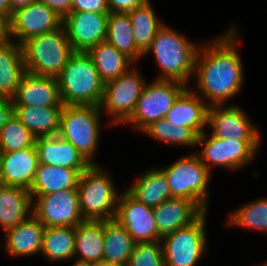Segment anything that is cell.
<instances>
[{
	"label": "cell",
	"mask_w": 267,
	"mask_h": 266,
	"mask_svg": "<svg viewBox=\"0 0 267 266\" xmlns=\"http://www.w3.org/2000/svg\"><path fill=\"white\" fill-rule=\"evenodd\" d=\"M188 86L177 81L152 79L145 84L131 117L123 124L143 132L152 123L165 118L177 97Z\"/></svg>",
	"instance_id": "obj_10"
},
{
	"label": "cell",
	"mask_w": 267,
	"mask_h": 266,
	"mask_svg": "<svg viewBox=\"0 0 267 266\" xmlns=\"http://www.w3.org/2000/svg\"><path fill=\"white\" fill-rule=\"evenodd\" d=\"M203 212L190 225L162 237L165 266H196L208 249L206 219Z\"/></svg>",
	"instance_id": "obj_11"
},
{
	"label": "cell",
	"mask_w": 267,
	"mask_h": 266,
	"mask_svg": "<svg viewBox=\"0 0 267 266\" xmlns=\"http://www.w3.org/2000/svg\"><path fill=\"white\" fill-rule=\"evenodd\" d=\"M209 105L190 87L175 100L165 119L169 125L189 127L197 136L207 130Z\"/></svg>",
	"instance_id": "obj_19"
},
{
	"label": "cell",
	"mask_w": 267,
	"mask_h": 266,
	"mask_svg": "<svg viewBox=\"0 0 267 266\" xmlns=\"http://www.w3.org/2000/svg\"><path fill=\"white\" fill-rule=\"evenodd\" d=\"M226 226L267 233V197L258 198L228 213Z\"/></svg>",
	"instance_id": "obj_34"
},
{
	"label": "cell",
	"mask_w": 267,
	"mask_h": 266,
	"mask_svg": "<svg viewBox=\"0 0 267 266\" xmlns=\"http://www.w3.org/2000/svg\"><path fill=\"white\" fill-rule=\"evenodd\" d=\"M257 266H267V261H264L262 264H257Z\"/></svg>",
	"instance_id": "obj_48"
},
{
	"label": "cell",
	"mask_w": 267,
	"mask_h": 266,
	"mask_svg": "<svg viewBox=\"0 0 267 266\" xmlns=\"http://www.w3.org/2000/svg\"><path fill=\"white\" fill-rule=\"evenodd\" d=\"M9 40V18L0 12V43L7 42Z\"/></svg>",
	"instance_id": "obj_42"
},
{
	"label": "cell",
	"mask_w": 267,
	"mask_h": 266,
	"mask_svg": "<svg viewBox=\"0 0 267 266\" xmlns=\"http://www.w3.org/2000/svg\"><path fill=\"white\" fill-rule=\"evenodd\" d=\"M102 111L99 106L64 105L58 135L69 141L90 164H97ZM95 155V156H94Z\"/></svg>",
	"instance_id": "obj_6"
},
{
	"label": "cell",
	"mask_w": 267,
	"mask_h": 266,
	"mask_svg": "<svg viewBox=\"0 0 267 266\" xmlns=\"http://www.w3.org/2000/svg\"><path fill=\"white\" fill-rule=\"evenodd\" d=\"M10 5V16L12 12L18 8L27 6L36 0H8Z\"/></svg>",
	"instance_id": "obj_43"
},
{
	"label": "cell",
	"mask_w": 267,
	"mask_h": 266,
	"mask_svg": "<svg viewBox=\"0 0 267 266\" xmlns=\"http://www.w3.org/2000/svg\"><path fill=\"white\" fill-rule=\"evenodd\" d=\"M0 12L10 18V5L8 0H0Z\"/></svg>",
	"instance_id": "obj_44"
},
{
	"label": "cell",
	"mask_w": 267,
	"mask_h": 266,
	"mask_svg": "<svg viewBox=\"0 0 267 266\" xmlns=\"http://www.w3.org/2000/svg\"><path fill=\"white\" fill-rule=\"evenodd\" d=\"M229 27L222 35L201 43L197 53L193 75L196 90L191 89L209 106L225 105L242 91L244 84L243 62L237 48L239 27Z\"/></svg>",
	"instance_id": "obj_1"
},
{
	"label": "cell",
	"mask_w": 267,
	"mask_h": 266,
	"mask_svg": "<svg viewBox=\"0 0 267 266\" xmlns=\"http://www.w3.org/2000/svg\"><path fill=\"white\" fill-rule=\"evenodd\" d=\"M14 115V104L11 98L0 102V131L8 120Z\"/></svg>",
	"instance_id": "obj_41"
},
{
	"label": "cell",
	"mask_w": 267,
	"mask_h": 266,
	"mask_svg": "<svg viewBox=\"0 0 267 266\" xmlns=\"http://www.w3.org/2000/svg\"><path fill=\"white\" fill-rule=\"evenodd\" d=\"M26 68L21 45L9 40L0 43V91L6 98H12Z\"/></svg>",
	"instance_id": "obj_26"
},
{
	"label": "cell",
	"mask_w": 267,
	"mask_h": 266,
	"mask_svg": "<svg viewBox=\"0 0 267 266\" xmlns=\"http://www.w3.org/2000/svg\"><path fill=\"white\" fill-rule=\"evenodd\" d=\"M32 203L29 190L0 184V227L4 232L32 214Z\"/></svg>",
	"instance_id": "obj_25"
},
{
	"label": "cell",
	"mask_w": 267,
	"mask_h": 266,
	"mask_svg": "<svg viewBox=\"0 0 267 266\" xmlns=\"http://www.w3.org/2000/svg\"><path fill=\"white\" fill-rule=\"evenodd\" d=\"M94 266H123V265L111 263L109 261H105L102 259L101 261L95 262Z\"/></svg>",
	"instance_id": "obj_46"
},
{
	"label": "cell",
	"mask_w": 267,
	"mask_h": 266,
	"mask_svg": "<svg viewBox=\"0 0 267 266\" xmlns=\"http://www.w3.org/2000/svg\"><path fill=\"white\" fill-rule=\"evenodd\" d=\"M36 136L13 115L0 131V153L18 151L35 145Z\"/></svg>",
	"instance_id": "obj_36"
},
{
	"label": "cell",
	"mask_w": 267,
	"mask_h": 266,
	"mask_svg": "<svg viewBox=\"0 0 267 266\" xmlns=\"http://www.w3.org/2000/svg\"><path fill=\"white\" fill-rule=\"evenodd\" d=\"M11 99L14 106H64L60 98L57 78L28 72L22 76L20 85Z\"/></svg>",
	"instance_id": "obj_18"
},
{
	"label": "cell",
	"mask_w": 267,
	"mask_h": 266,
	"mask_svg": "<svg viewBox=\"0 0 267 266\" xmlns=\"http://www.w3.org/2000/svg\"><path fill=\"white\" fill-rule=\"evenodd\" d=\"M81 173L77 169L54 167L38 163L37 171L29 190L32 202L42 195L60 190L77 189Z\"/></svg>",
	"instance_id": "obj_23"
},
{
	"label": "cell",
	"mask_w": 267,
	"mask_h": 266,
	"mask_svg": "<svg viewBox=\"0 0 267 266\" xmlns=\"http://www.w3.org/2000/svg\"><path fill=\"white\" fill-rule=\"evenodd\" d=\"M112 13H128L134 8L145 4L148 0H106Z\"/></svg>",
	"instance_id": "obj_39"
},
{
	"label": "cell",
	"mask_w": 267,
	"mask_h": 266,
	"mask_svg": "<svg viewBox=\"0 0 267 266\" xmlns=\"http://www.w3.org/2000/svg\"><path fill=\"white\" fill-rule=\"evenodd\" d=\"M119 195L115 220L122 225L136 243L161 241L152 207L134 198L126 189Z\"/></svg>",
	"instance_id": "obj_15"
},
{
	"label": "cell",
	"mask_w": 267,
	"mask_h": 266,
	"mask_svg": "<svg viewBox=\"0 0 267 266\" xmlns=\"http://www.w3.org/2000/svg\"><path fill=\"white\" fill-rule=\"evenodd\" d=\"M206 131L197 138L196 146L200 145L201 148L195 154L210 172L213 167L237 171L257 157L261 141L225 140L208 135L210 132Z\"/></svg>",
	"instance_id": "obj_9"
},
{
	"label": "cell",
	"mask_w": 267,
	"mask_h": 266,
	"mask_svg": "<svg viewBox=\"0 0 267 266\" xmlns=\"http://www.w3.org/2000/svg\"><path fill=\"white\" fill-rule=\"evenodd\" d=\"M207 128L217 138L236 141H261V133L247 113L237 104L208 107Z\"/></svg>",
	"instance_id": "obj_13"
},
{
	"label": "cell",
	"mask_w": 267,
	"mask_h": 266,
	"mask_svg": "<svg viewBox=\"0 0 267 266\" xmlns=\"http://www.w3.org/2000/svg\"><path fill=\"white\" fill-rule=\"evenodd\" d=\"M38 163L35 145L14 152L0 153V184L30 190Z\"/></svg>",
	"instance_id": "obj_17"
},
{
	"label": "cell",
	"mask_w": 267,
	"mask_h": 266,
	"mask_svg": "<svg viewBox=\"0 0 267 266\" xmlns=\"http://www.w3.org/2000/svg\"><path fill=\"white\" fill-rule=\"evenodd\" d=\"M35 147L40 164L77 169L80 173L91 165L69 141L59 135L37 137Z\"/></svg>",
	"instance_id": "obj_20"
},
{
	"label": "cell",
	"mask_w": 267,
	"mask_h": 266,
	"mask_svg": "<svg viewBox=\"0 0 267 266\" xmlns=\"http://www.w3.org/2000/svg\"><path fill=\"white\" fill-rule=\"evenodd\" d=\"M152 6L151 0H148L145 4L128 12L136 47L143 54L150 47L158 29L164 24Z\"/></svg>",
	"instance_id": "obj_33"
},
{
	"label": "cell",
	"mask_w": 267,
	"mask_h": 266,
	"mask_svg": "<svg viewBox=\"0 0 267 266\" xmlns=\"http://www.w3.org/2000/svg\"><path fill=\"white\" fill-rule=\"evenodd\" d=\"M63 19L38 0L14 10L9 18L10 40L21 45L24 41L54 31Z\"/></svg>",
	"instance_id": "obj_14"
},
{
	"label": "cell",
	"mask_w": 267,
	"mask_h": 266,
	"mask_svg": "<svg viewBox=\"0 0 267 266\" xmlns=\"http://www.w3.org/2000/svg\"><path fill=\"white\" fill-rule=\"evenodd\" d=\"M159 234L163 237L194 222L203 211L191 200L172 197L152 208Z\"/></svg>",
	"instance_id": "obj_21"
},
{
	"label": "cell",
	"mask_w": 267,
	"mask_h": 266,
	"mask_svg": "<svg viewBox=\"0 0 267 266\" xmlns=\"http://www.w3.org/2000/svg\"><path fill=\"white\" fill-rule=\"evenodd\" d=\"M135 244L127 230L115 219L104 221L103 260L126 266Z\"/></svg>",
	"instance_id": "obj_30"
},
{
	"label": "cell",
	"mask_w": 267,
	"mask_h": 266,
	"mask_svg": "<svg viewBox=\"0 0 267 266\" xmlns=\"http://www.w3.org/2000/svg\"><path fill=\"white\" fill-rule=\"evenodd\" d=\"M75 227H45L40 254L48 261L60 262L74 258Z\"/></svg>",
	"instance_id": "obj_32"
},
{
	"label": "cell",
	"mask_w": 267,
	"mask_h": 266,
	"mask_svg": "<svg viewBox=\"0 0 267 266\" xmlns=\"http://www.w3.org/2000/svg\"><path fill=\"white\" fill-rule=\"evenodd\" d=\"M160 169L167 178L172 197L189 199L203 212L208 211L212 175L194 152Z\"/></svg>",
	"instance_id": "obj_7"
},
{
	"label": "cell",
	"mask_w": 267,
	"mask_h": 266,
	"mask_svg": "<svg viewBox=\"0 0 267 266\" xmlns=\"http://www.w3.org/2000/svg\"><path fill=\"white\" fill-rule=\"evenodd\" d=\"M64 19L72 11V0H38Z\"/></svg>",
	"instance_id": "obj_40"
},
{
	"label": "cell",
	"mask_w": 267,
	"mask_h": 266,
	"mask_svg": "<svg viewBox=\"0 0 267 266\" xmlns=\"http://www.w3.org/2000/svg\"><path fill=\"white\" fill-rule=\"evenodd\" d=\"M105 170L99 163L91 164L79 177V208L84 220L115 218L120 193Z\"/></svg>",
	"instance_id": "obj_4"
},
{
	"label": "cell",
	"mask_w": 267,
	"mask_h": 266,
	"mask_svg": "<svg viewBox=\"0 0 267 266\" xmlns=\"http://www.w3.org/2000/svg\"><path fill=\"white\" fill-rule=\"evenodd\" d=\"M32 213L45 227H75L84 220L77 189L38 196L32 203Z\"/></svg>",
	"instance_id": "obj_12"
},
{
	"label": "cell",
	"mask_w": 267,
	"mask_h": 266,
	"mask_svg": "<svg viewBox=\"0 0 267 266\" xmlns=\"http://www.w3.org/2000/svg\"><path fill=\"white\" fill-rule=\"evenodd\" d=\"M126 266H165L162 242L136 243Z\"/></svg>",
	"instance_id": "obj_37"
},
{
	"label": "cell",
	"mask_w": 267,
	"mask_h": 266,
	"mask_svg": "<svg viewBox=\"0 0 267 266\" xmlns=\"http://www.w3.org/2000/svg\"><path fill=\"white\" fill-rule=\"evenodd\" d=\"M5 99H6V97L0 91V102L4 101Z\"/></svg>",
	"instance_id": "obj_47"
},
{
	"label": "cell",
	"mask_w": 267,
	"mask_h": 266,
	"mask_svg": "<svg viewBox=\"0 0 267 266\" xmlns=\"http://www.w3.org/2000/svg\"><path fill=\"white\" fill-rule=\"evenodd\" d=\"M57 81L63 105H100L104 82L87 52H73Z\"/></svg>",
	"instance_id": "obj_3"
},
{
	"label": "cell",
	"mask_w": 267,
	"mask_h": 266,
	"mask_svg": "<svg viewBox=\"0 0 267 266\" xmlns=\"http://www.w3.org/2000/svg\"><path fill=\"white\" fill-rule=\"evenodd\" d=\"M105 41L124 53L135 64L143 58V53L136 47L128 13H109Z\"/></svg>",
	"instance_id": "obj_31"
},
{
	"label": "cell",
	"mask_w": 267,
	"mask_h": 266,
	"mask_svg": "<svg viewBox=\"0 0 267 266\" xmlns=\"http://www.w3.org/2000/svg\"><path fill=\"white\" fill-rule=\"evenodd\" d=\"M109 13L71 11L62 22L73 52H88L104 42Z\"/></svg>",
	"instance_id": "obj_16"
},
{
	"label": "cell",
	"mask_w": 267,
	"mask_h": 266,
	"mask_svg": "<svg viewBox=\"0 0 267 266\" xmlns=\"http://www.w3.org/2000/svg\"><path fill=\"white\" fill-rule=\"evenodd\" d=\"M135 66L134 64L120 77L104 83L99 107L103 115L107 114L111 118L108 122L111 127L123 126L131 117L147 83Z\"/></svg>",
	"instance_id": "obj_8"
},
{
	"label": "cell",
	"mask_w": 267,
	"mask_h": 266,
	"mask_svg": "<svg viewBox=\"0 0 267 266\" xmlns=\"http://www.w3.org/2000/svg\"><path fill=\"white\" fill-rule=\"evenodd\" d=\"M26 72L57 78L73 53L66 31L60 28L21 44Z\"/></svg>",
	"instance_id": "obj_5"
},
{
	"label": "cell",
	"mask_w": 267,
	"mask_h": 266,
	"mask_svg": "<svg viewBox=\"0 0 267 266\" xmlns=\"http://www.w3.org/2000/svg\"><path fill=\"white\" fill-rule=\"evenodd\" d=\"M93 59L101 80L106 83L120 77L135 63L107 41L101 42L87 52Z\"/></svg>",
	"instance_id": "obj_29"
},
{
	"label": "cell",
	"mask_w": 267,
	"mask_h": 266,
	"mask_svg": "<svg viewBox=\"0 0 267 266\" xmlns=\"http://www.w3.org/2000/svg\"><path fill=\"white\" fill-rule=\"evenodd\" d=\"M125 189L138 201L152 208L172 198L167 178L159 167L142 172L138 179Z\"/></svg>",
	"instance_id": "obj_27"
},
{
	"label": "cell",
	"mask_w": 267,
	"mask_h": 266,
	"mask_svg": "<svg viewBox=\"0 0 267 266\" xmlns=\"http://www.w3.org/2000/svg\"><path fill=\"white\" fill-rule=\"evenodd\" d=\"M45 226L32 213L15 227L5 232L4 246L10 257L40 254Z\"/></svg>",
	"instance_id": "obj_22"
},
{
	"label": "cell",
	"mask_w": 267,
	"mask_h": 266,
	"mask_svg": "<svg viewBox=\"0 0 267 266\" xmlns=\"http://www.w3.org/2000/svg\"><path fill=\"white\" fill-rule=\"evenodd\" d=\"M72 11L110 13L106 0H72Z\"/></svg>",
	"instance_id": "obj_38"
},
{
	"label": "cell",
	"mask_w": 267,
	"mask_h": 266,
	"mask_svg": "<svg viewBox=\"0 0 267 266\" xmlns=\"http://www.w3.org/2000/svg\"><path fill=\"white\" fill-rule=\"evenodd\" d=\"M104 221L83 220L75 226L74 258L87 262H98L103 257Z\"/></svg>",
	"instance_id": "obj_28"
},
{
	"label": "cell",
	"mask_w": 267,
	"mask_h": 266,
	"mask_svg": "<svg viewBox=\"0 0 267 266\" xmlns=\"http://www.w3.org/2000/svg\"><path fill=\"white\" fill-rule=\"evenodd\" d=\"M143 134L154 138L160 143L167 145H180L196 147L198 136L189 128L181 125H169V122L162 118L148 126Z\"/></svg>",
	"instance_id": "obj_35"
},
{
	"label": "cell",
	"mask_w": 267,
	"mask_h": 266,
	"mask_svg": "<svg viewBox=\"0 0 267 266\" xmlns=\"http://www.w3.org/2000/svg\"><path fill=\"white\" fill-rule=\"evenodd\" d=\"M71 266H94V263L75 259L74 263Z\"/></svg>",
	"instance_id": "obj_45"
},
{
	"label": "cell",
	"mask_w": 267,
	"mask_h": 266,
	"mask_svg": "<svg viewBox=\"0 0 267 266\" xmlns=\"http://www.w3.org/2000/svg\"><path fill=\"white\" fill-rule=\"evenodd\" d=\"M190 41L183 33L165 23L158 29L143 58L154 55L160 69L155 80L177 81L189 85L194 75L197 53L201 44Z\"/></svg>",
	"instance_id": "obj_2"
},
{
	"label": "cell",
	"mask_w": 267,
	"mask_h": 266,
	"mask_svg": "<svg viewBox=\"0 0 267 266\" xmlns=\"http://www.w3.org/2000/svg\"><path fill=\"white\" fill-rule=\"evenodd\" d=\"M64 106H14V115L36 138L58 135Z\"/></svg>",
	"instance_id": "obj_24"
}]
</instances>
